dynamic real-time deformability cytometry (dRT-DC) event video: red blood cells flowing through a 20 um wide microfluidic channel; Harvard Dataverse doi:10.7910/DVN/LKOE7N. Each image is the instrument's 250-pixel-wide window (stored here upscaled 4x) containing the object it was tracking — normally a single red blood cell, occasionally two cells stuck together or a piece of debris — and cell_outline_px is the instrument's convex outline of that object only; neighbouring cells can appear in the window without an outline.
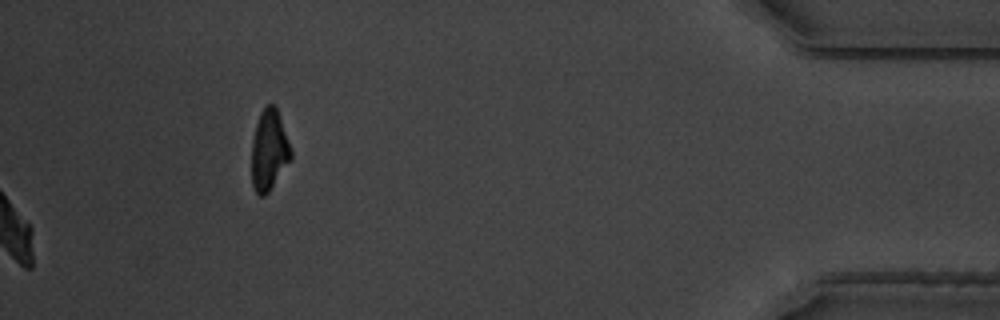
{"species": "common noctule bat (a hibernating species)", "species_latin": "Nyctalus noctula", "temperature_condition": "warm", "stored_images_in_passage": 52, "camera_frame_rate_fps": 3000, "um_per_image_px": 0.085, "animal": {"sex": "male", "body_mass_g": 19.5, "forearm_length_mm": 54.6}, "frame": {"image": 1, "passage_image": 52, "time_ms": 17.0, "image_size_px": [1000, 320], "cell_outline_px": [[292, 160], [268, 192], [264, 196], [260, 196], [256, 192], [252, 184], [252, 140], [256, 124], [260, 112], [268, 104], [272, 104], [276, 108], [288, 140], [292, 152]], "centroid_in_image_um": [22.87, 12.8], "position_along_channel_um": 412.3, "area_um2": 18.32}, "authors_computed_cell_mechanics": {"area_um2": 21.1259, "velocity_mm_per_s": 3.5303, "shape_relaxation_time_tau1_ms": 2.7777, "shape_relaxation_time_tau2_ms": 2.9768, "deformation_change_tau1": 0.1269, "deformation_change_tau2": 0.0714}}